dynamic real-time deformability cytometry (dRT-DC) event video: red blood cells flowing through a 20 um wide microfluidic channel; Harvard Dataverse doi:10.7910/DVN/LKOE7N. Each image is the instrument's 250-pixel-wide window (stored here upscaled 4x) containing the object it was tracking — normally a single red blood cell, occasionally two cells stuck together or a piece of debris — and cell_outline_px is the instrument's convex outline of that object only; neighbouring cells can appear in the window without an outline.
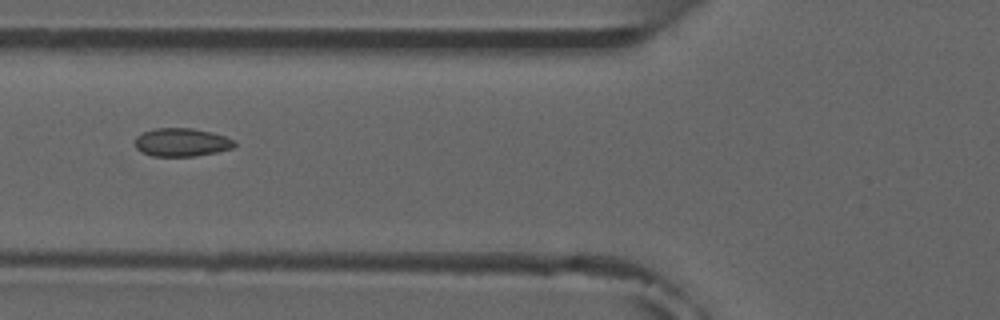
{"species": "common noctule bat (a hibernating species)", "species_latin": "Nyctalus noctula", "temperature_condition": "room temperature", "stored_images_in_passage": 8, "camera_frame_rate_fps": 3000, "um_per_image_px": 0.085, "animal": {"sex": "male", "forearm_length_mm": 52.5}, "frame": {"image": 1, "passage_image": 6, "time_ms": 6.0, "image_size_px": [1000, 320], "cell_outline_px": [[236, 144], [232, 148], [216, 152], [196, 156], [152, 156], [140, 152], [136, 148], [136, 136], [144, 132], [156, 128], [192, 128], [212, 132], [236, 140]], "centroid_in_image_um": [15.45, 12.1], "position_along_channel_um": 110.4, "area_um2": 16.42}}
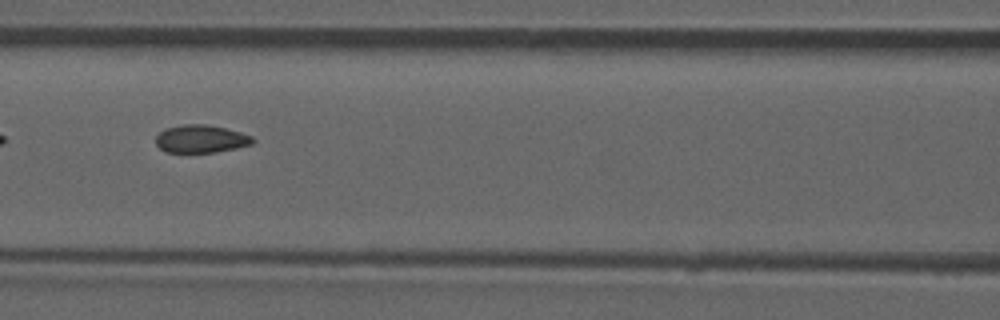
{"frame": {"image": 2, "passage_image": 7, "time_ms": 7.0, "image_size_px": [1000, 320], "cell_outline_px": [[256, 140], [252, 144], [236, 148], [212, 152], [168, 152], [160, 148], [156, 144], [156, 136], [164, 128], [184, 124], [208, 124], [240, 132], [252, 136]], "centroid_in_image_um": [17.08, 11.79], "position_along_channel_um": 149.5, "area_um2": 15.66}}